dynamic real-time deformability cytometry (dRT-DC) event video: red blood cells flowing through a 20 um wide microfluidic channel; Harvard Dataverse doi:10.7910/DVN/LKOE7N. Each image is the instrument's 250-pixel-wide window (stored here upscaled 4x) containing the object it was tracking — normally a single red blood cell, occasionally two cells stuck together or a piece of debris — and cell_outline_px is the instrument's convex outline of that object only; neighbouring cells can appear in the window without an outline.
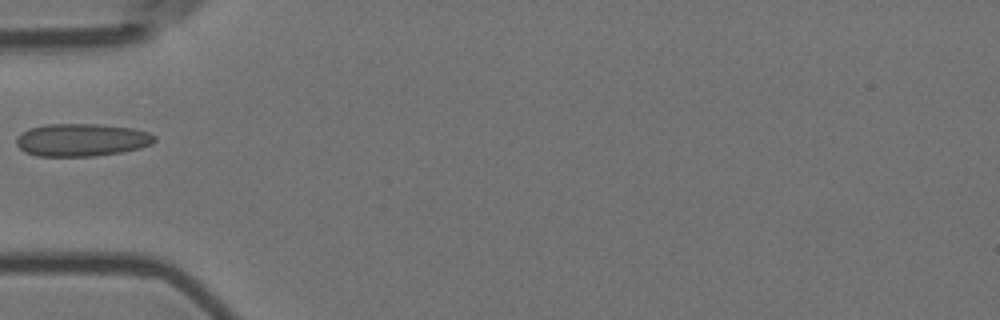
{"species": "Egyptian fruit bat (a non-hibernating species)", "species_latin": "Rousettus aegyptiacus", "temperature_condition": "room temperature", "stored_images_in_passage": 1, "camera_frame_rate_fps": 3000, "um_per_image_px": 0.085, "animal": {"sex": "female"}, "frame": {"image": 1, "passage_image": 1, "time_ms": 0.0, "image_size_px": [1000, 320], "cell_outline_px": [[156, 140], [152, 144], [140, 148], [120, 152], [92, 156], [36, 156], [24, 152], [16, 144], [16, 136], [32, 128], [44, 124], [96, 124], [132, 128], [148, 132], [156, 136]], "centroid_in_image_um": [6.94, 11.89], "position_along_channel_um": 78.1, "area_um2": 26.3}}